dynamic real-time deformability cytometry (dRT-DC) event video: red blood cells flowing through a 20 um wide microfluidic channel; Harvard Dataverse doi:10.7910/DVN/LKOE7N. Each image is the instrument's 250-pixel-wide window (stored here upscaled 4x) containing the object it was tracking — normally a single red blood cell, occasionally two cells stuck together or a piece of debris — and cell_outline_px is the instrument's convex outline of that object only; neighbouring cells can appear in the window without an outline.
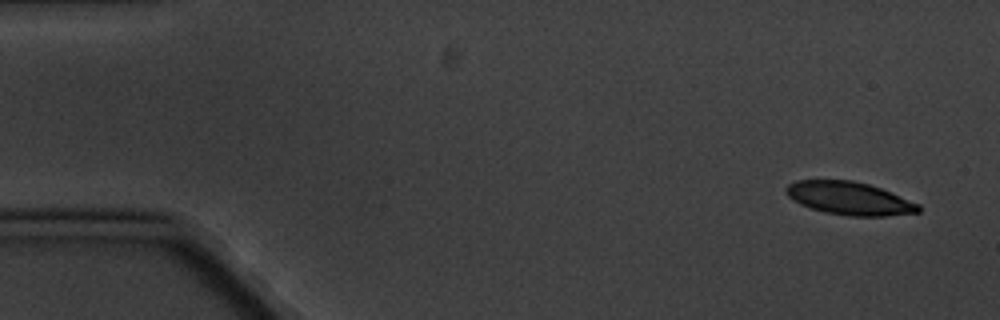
{"species": "common noctule bat (a hibernating species)", "species_latin": "Nyctalus noctula", "temperature_condition": "cold", "stored_images_in_passage": 5, "camera_frame_rate_fps": 3000, "um_per_image_px": 0.085, "animal": {"sex": "male", "body_mass_g": 20.1, "forearm_length_mm": 53.5}, "frame": {"image": 1, "passage_image": 1, "time_ms": 0.0, "image_size_px": [1000, 320], "cell_outline_px": [[920, 212], [884, 216], [848, 216], [824, 212], [800, 204], [792, 200], [784, 192], [784, 188], [788, 184], [796, 180], [852, 180], [868, 184], [880, 188], [920, 204]], "centroid_in_image_um": [72.16, 16.86], "position_along_channel_um": 12.8, "area_um2": 25.49}}